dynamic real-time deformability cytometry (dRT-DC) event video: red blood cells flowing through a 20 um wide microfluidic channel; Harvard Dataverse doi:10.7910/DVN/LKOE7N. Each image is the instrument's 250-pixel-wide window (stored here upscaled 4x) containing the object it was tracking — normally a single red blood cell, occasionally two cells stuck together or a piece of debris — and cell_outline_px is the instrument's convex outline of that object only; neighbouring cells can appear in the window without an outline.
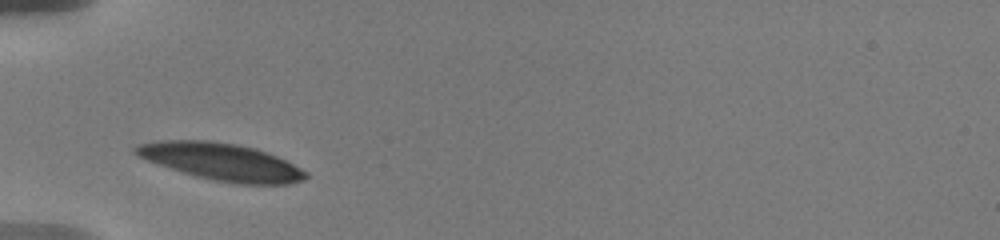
{"species": "human", "species_latin": "Homo sapiens", "temperature_condition": "warm", "stored_images_in_passage": 11, "camera_frame_rate_fps": 3000, "um_per_image_px": 0.085, "donor": {"sex": "male"}, "frame": {"image": 1, "passage_image": 1, "time_ms": 0.0, "image_size_px": [1000, 240], "cell_outline_px": [[308, 176], [304, 180], [288, 184], [240, 184], [212, 180], [196, 176], [136, 156], [132, 152], [132, 148], [136, 144], [156, 140], [212, 140], [236, 144], [256, 148], [268, 152], [308, 172]], "centroid_in_image_um": [18.79, 13.73], "position_along_channel_um": 66.2, "area_um2": 36.88}}
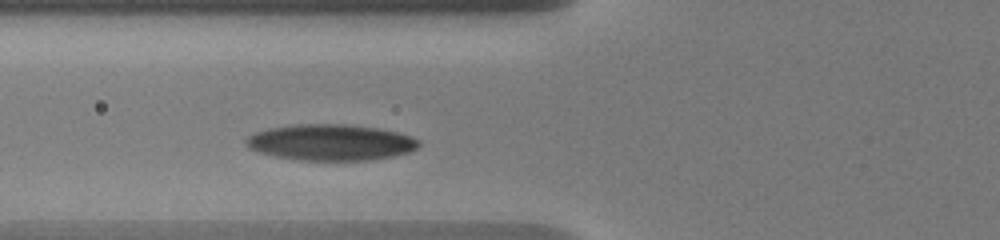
{"frame": {"image": 2, "passage_image": 8, "time_ms": 1.0, "image_size_px": [1000, 240], "cell_outline_px": [[420, 144], [416, 148], [408, 152], [396, 156], [372, 160], [300, 160], [272, 156], [248, 148], [244, 144], [244, 140], [248, 136], [256, 132], [268, 128], [292, 124], [344, 124], [380, 128], [412, 136], [420, 140]], "centroid_in_image_um": [28.1, 12.1], "position_along_channel_um": 97.7, "area_um2": 36.7}}